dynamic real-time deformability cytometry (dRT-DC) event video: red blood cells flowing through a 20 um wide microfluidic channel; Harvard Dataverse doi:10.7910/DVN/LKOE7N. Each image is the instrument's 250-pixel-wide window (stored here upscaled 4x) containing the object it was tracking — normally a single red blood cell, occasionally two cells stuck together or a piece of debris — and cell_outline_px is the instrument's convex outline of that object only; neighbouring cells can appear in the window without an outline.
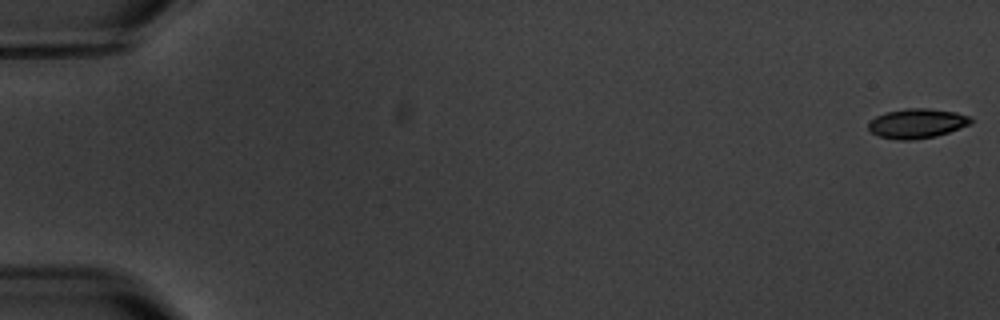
{"species": "common noctule bat (a hibernating species)", "species_latin": "Nyctalus noctula", "temperature_condition": "warm", "stored_images_in_passage": 15, "camera_frame_rate_fps": 3000, "um_per_image_px": 0.085, "animal": {"sex": "male", "body_mass_g": 20.1, "forearm_length_mm": 53.5}, "frame": {"image": 1, "passage_image": 1, "time_ms": 0.0, "image_size_px": [1000, 320], "cell_outline_px": [[972, 124], [936, 136], [912, 140], [896, 140], [880, 136], [872, 132], [868, 128], [868, 124], [876, 116], [884, 112], [908, 108], [928, 108], [956, 112], [972, 116]], "centroid_in_image_um": [77.97, 10.48], "position_along_channel_um": 7.0, "area_um2": 17.74}}
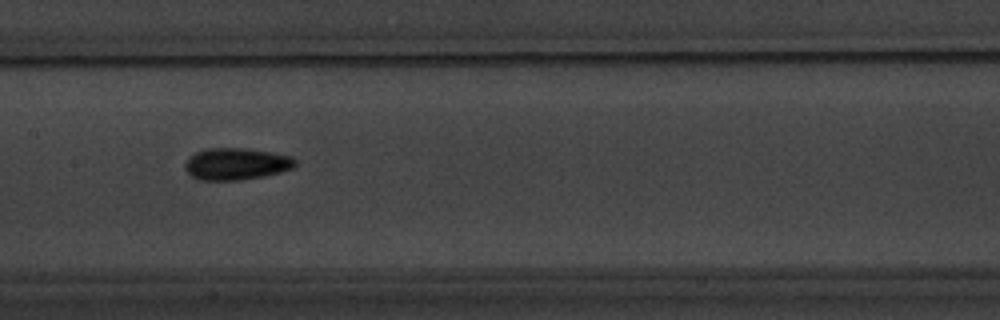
{"frame": {"image": 2, "passage_image": 8, "time_ms": 9.667, "image_size_px": [1000, 320], "cell_outline_px": [[296, 164], [292, 168], [280, 172], [264, 176], [240, 180], [200, 180], [192, 176], [184, 168], [184, 164], [196, 152], [208, 148], [248, 148], [272, 152], [292, 156], [296, 160]], "centroid_in_image_um": [20.11, 13.93], "position_along_channel_um": 187.3, "area_um2": 20.46}}
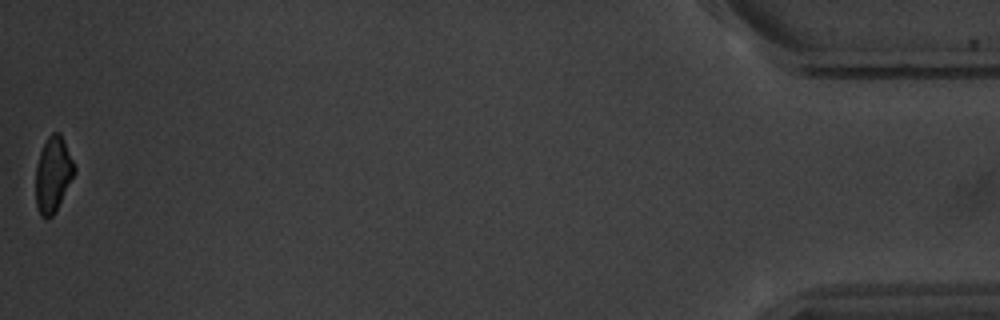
{"frame": {"image": 3, "passage_image": 15, "time_ms": 19.0, "image_size_px": [1000, 320], "cell_outline_px": [[76, 172], [56, 212], [52, 216], [44, 220], [40, 216], [36, 204], [36, 168], [40, 152], [48, 136], [52, 132], [60, 132], [76, 168]], "centroid_in_image_um": [4.51, 14.87], "position_along_channel_um": 430.7, "area_um2": 17.11}, "authors_computed_cell_mechanics": {"area_um2": 18.5538, "velocity_mm_per_s": 3.5642, "shape_relaxation_time_tau1_ms": 5.7884, "shape_relaxation_time_tau2_ms": null, "deformation_change_tau1": 0.1312, "deformation_change_tau2": null}}